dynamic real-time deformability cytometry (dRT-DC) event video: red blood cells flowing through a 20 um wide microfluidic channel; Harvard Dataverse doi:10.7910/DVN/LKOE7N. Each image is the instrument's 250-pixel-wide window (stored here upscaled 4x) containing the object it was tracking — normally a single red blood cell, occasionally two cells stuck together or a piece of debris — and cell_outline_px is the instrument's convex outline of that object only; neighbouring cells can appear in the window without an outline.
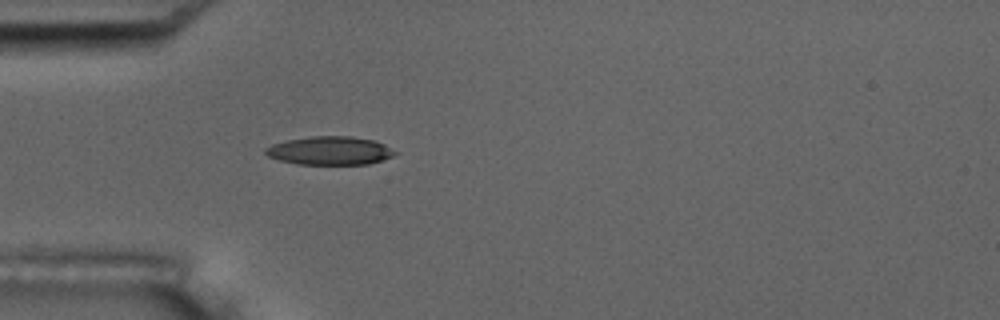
{"species": "common noctule bat (a hibernating species)", "species_latin": "Nyctalus noctula", "temperature_condition": "room temperature", "stored_images_in_passage": 6, "camera_frame_rate_fps": 3000, "um_per_image_px": 0.085, "animal": {"sex": "male", "body_mass_g": 17.5, "forearm_length_mm": 52.3}, "frame": {"image": 1, "passage_image": 6, "time_ms": 1.667, "image_size_px": [1000, 320], "cell_outline_px": [[400, 152], [384, 160], [368, 164], [296, 164], [280, 160], [268, 156], [264, 152], [264, 148], [272, 144], [288, 140], [312, 136], [352, 136], [372, 140], [384, 144]], "centroid_in_image_um": [28.07, 12.81], "position_along_channel_um": 56.9, "area_um2": 21.5}}